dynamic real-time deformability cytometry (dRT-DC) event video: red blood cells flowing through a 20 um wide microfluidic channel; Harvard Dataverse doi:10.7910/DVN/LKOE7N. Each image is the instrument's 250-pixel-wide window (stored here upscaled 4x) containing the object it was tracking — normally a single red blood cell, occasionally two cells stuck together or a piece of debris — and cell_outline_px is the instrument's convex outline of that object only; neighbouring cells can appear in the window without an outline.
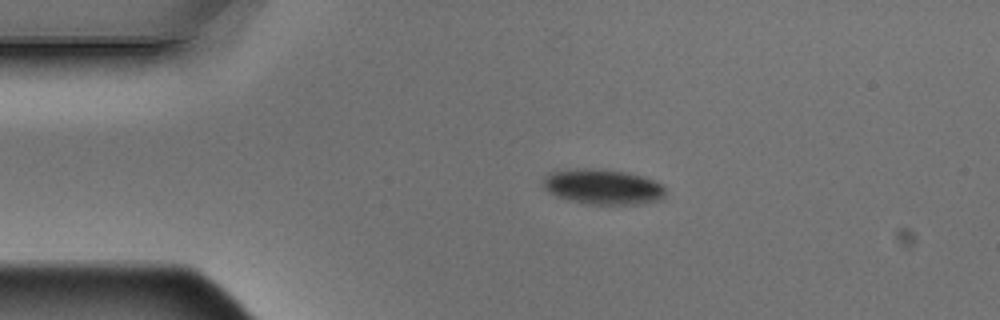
{"species": "Egyptian fruit bat (a non-hibernating species)", "species_latin": "Rousettus aegyptiacus", "temperature_condition": "warm", "stored_images_in_passage": 10, "camera_frame_rate_fps": 3000, "um_per_image_px": 0.085, "animal": {"sex": "male"}, "frame": {"image": 1, "passage_image": 1, "time_ms": 0.0, "image_size_px": [1000, 320], "cell_outline_px": [[664, 196], [660, 200], [640, 204], [588, 204], [556, 196], [544, 188], [544, 176], [552, 172], [576, 168], [588, 168], [628, 172], [644, 176], [660, 184], [664, 188]], "centroid_in_image_um": [51.25, 15.87], "position_along_channel_um": 33.7, "area_um2": 24.91}}
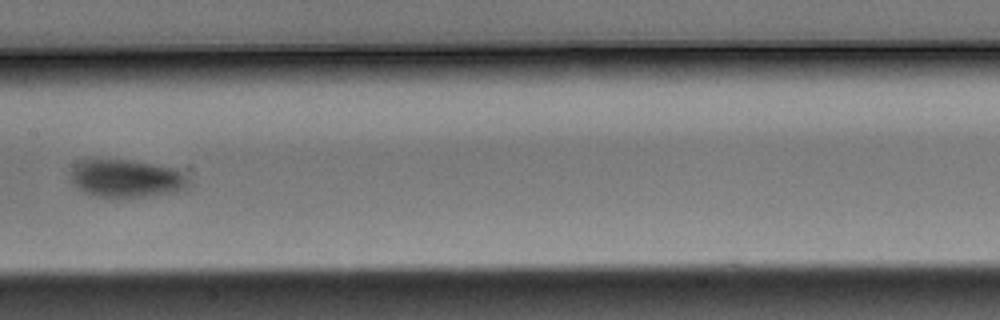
{"frame": {"image": 2, "passage_image": 5, "time_ms": 1.333, "image_size_px": [1000, 320], "cell_outline_px": [[192, 180], [188, 188], [176, 192], [148, 196], [96, 196], [84, 192], [76, 188], [72, 184], [72, 168], [76, 164], [84, 160], [124, 160], [176, 168], [184, 172]], "centroid_in_image_um": [10.82, 15.18], "position_along_channel_um": 196.6, "area_um2": 25.84}}
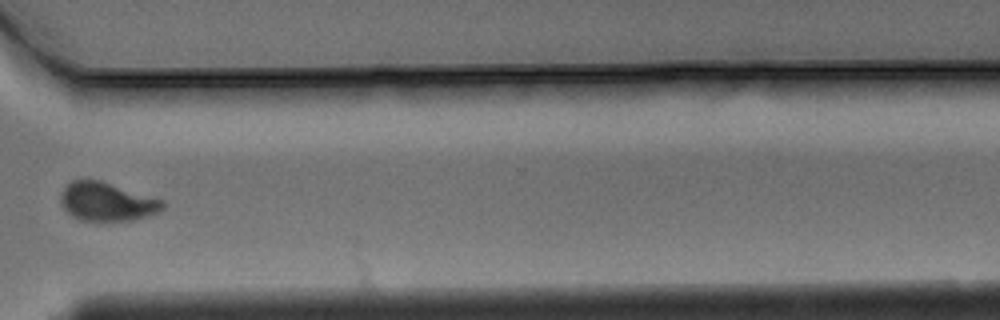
{"frame": {"image": 3, "passage_image": 9, "time_ms": 2.667, "image_size_px": [1000, 320], "cell_outline_px": [[164, 208], [160, 212], [148, 216], [132, 220], [80, 220], [72, 216], [64, 208], [60, 200], [60, 192], [72, 180], [100, 180], [164, 200]], "centroid_in_image_um": [9.1, 17.14], "position_along_channel_um": 361.5, "area_um2": 22.83}}